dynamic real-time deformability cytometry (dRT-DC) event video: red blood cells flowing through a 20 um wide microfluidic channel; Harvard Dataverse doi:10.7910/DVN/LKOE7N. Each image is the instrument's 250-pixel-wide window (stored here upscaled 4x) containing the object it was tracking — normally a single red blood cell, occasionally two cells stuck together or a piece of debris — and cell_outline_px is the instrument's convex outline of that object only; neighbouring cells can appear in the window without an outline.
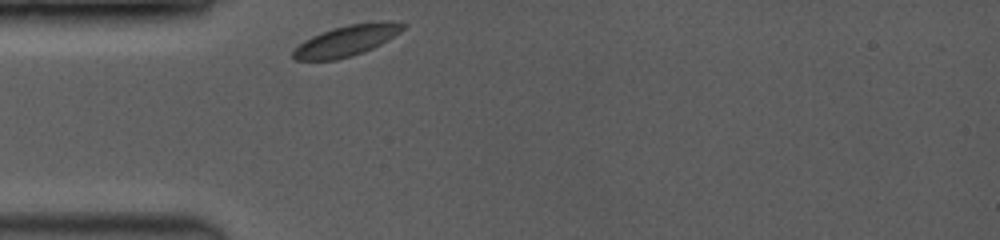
{"species": "common noctule bat (a hibernating species)", "species_latin": "Nyctalus noctula", "temperature_condition": "room temperature", "stored_images_in_passage": 9, "camera_frame_rate_fps": 3500, "um_per_image_px": 0.085, "animal": {"sex": "female", "body_mass_g": 19.0, "forearm_length_mm": 53.3}, "frame": {"image": 1, "passage_image": 1, "time_ms": 0.0, "image_size_px": [1000, 240], "cell_outline_px": [[408, 24], [400, 32], [388, 40], [364, 52], [352, 56], [336, 60], [296, 60], [292, 56], [292, 52], [304, 40], [312, 36], [332, 28], [348, 24], [388, 20], [392, 20]], "centroid_in_image_um": [29.5, 3.44], "position_along_channel_um": 55.5, "area_um2": 19.83}}
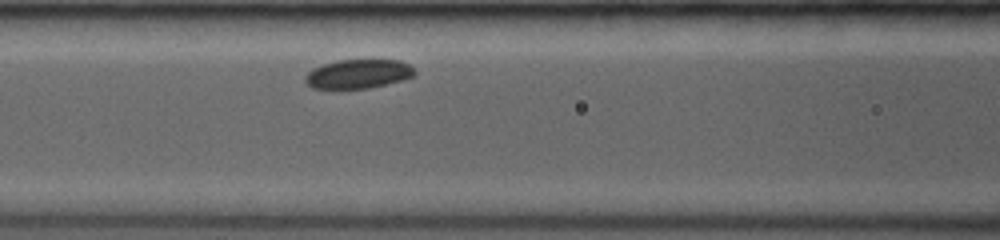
{"frame": {"image": 2, "passage_image": 5, "time_ms": 2.286, "image_size_px": [1000, 240], "cell_outline_px": [[416, 76], [368, 88], [332, 92], [312, 88], [304, 80], [304, 76], [312, 68], [336, 60], [400, 60], [408, 64], [416, 72]], "centroid_in_image_um": [30.36, 6.33], "position_along_channel_um": 136.2, "area_um2": 19.19}}
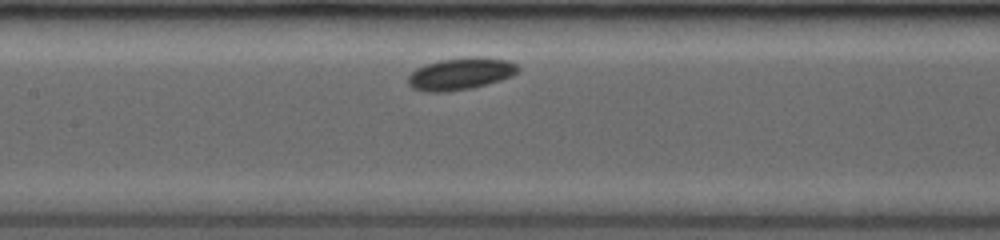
{"frame": {"image": 3, "passage_image": 7, "time_ms": 3.143, "image_size_px": [1000, 240], "cell_outline_px": [[520, 68], [512, 76], [500, 80], [472, 88], [444, 92], [424, 92], [412, 88], [408, 84], [408, 76], [416, 68], [424, 64], [440, 60], [468, 56], [484, 56], [508, 60], [516, 64]], "centroid_in_image_um": [39.13, 6.26], "position_along_channel_um": 168.3, "area_um2": 20.81}}